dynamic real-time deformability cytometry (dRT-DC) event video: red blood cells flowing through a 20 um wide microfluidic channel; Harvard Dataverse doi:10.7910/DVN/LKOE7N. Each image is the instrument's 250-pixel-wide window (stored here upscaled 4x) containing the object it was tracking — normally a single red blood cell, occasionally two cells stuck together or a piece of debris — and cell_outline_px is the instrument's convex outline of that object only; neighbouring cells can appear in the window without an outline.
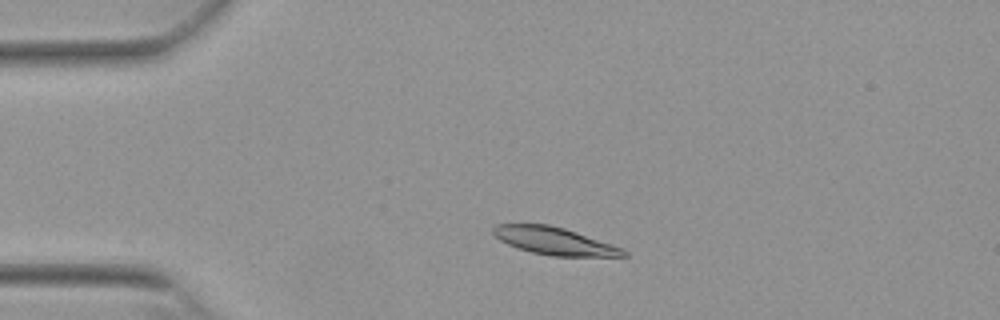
{"species": "Egyptian fruit bat (a non-hibernating species)", "species_latin": "Rousettus aegyptiacus", "temperature_condition": "warm", "stored_images_in_passage": 26, "camera_frame_rate_fps": 3000, "um_per_image_px": 0.085, "animal": {"sex": "female"}, "frame": {"image": 1, "passage_image": 8, "time_ms": 2.333, "image_size_px": [1000, 320], "cell_outline_px": [[628, 256], [552, 256], [532, 252], [516, 248], [500, 240], [492, 232], [492, 228], [496, 224], [548, 224], [564, 228], [624, 248], [628, 252]], "centroid_in_image_um": [47.13, 20.48], "position_along_channel_um": 37.9, "area_um2": 20.81}}
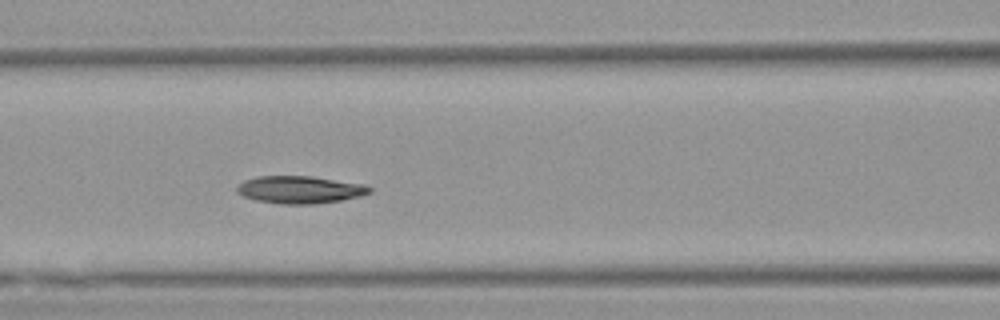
{"frame": {"image": 2, "passage_image": 19, "time_ms": 6.0, "image_size_px": [1000, 320], "cell_outline_px": [[372, 192], [360, 196], [340, 200], [312, 204], [280, 204], [256, 200], [244, 196], [236, 192], [236, 188], [244, 180], [256, 176], [312, 176], [364, 184], [372, 188]], "centroid_in_image_um": [25.49, 16.12], "position_along_channel_um": 141.1, "area_um2": 21.21}}
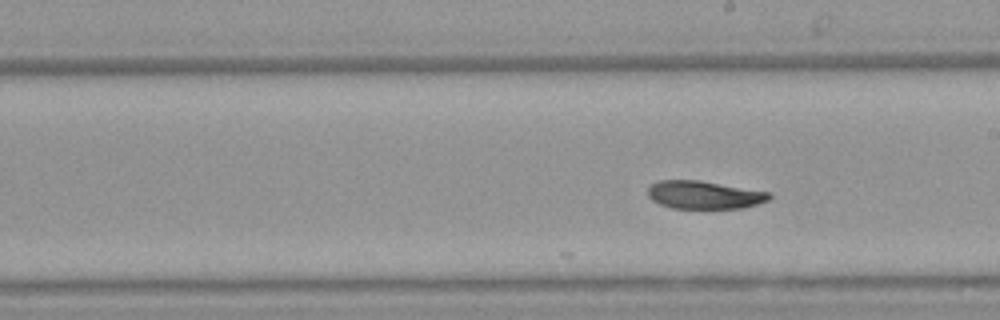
{"frame": {"image": 3, "passage_image": 26, "time_ms": 8.333, "image_size_px": [1000, 320], "cell_outline_px": [[772, 196], [768, 200], [744, 208], [672, 208], [660, 204], [652, 200], [648, 196], [648, 188], [652, 184], [660, 180], [700, 180], [772, 192]], "centroid_in_image_um": [59.88, 16.56], "position_along_channel_um": 229.1, "area_um2": 19.88}}